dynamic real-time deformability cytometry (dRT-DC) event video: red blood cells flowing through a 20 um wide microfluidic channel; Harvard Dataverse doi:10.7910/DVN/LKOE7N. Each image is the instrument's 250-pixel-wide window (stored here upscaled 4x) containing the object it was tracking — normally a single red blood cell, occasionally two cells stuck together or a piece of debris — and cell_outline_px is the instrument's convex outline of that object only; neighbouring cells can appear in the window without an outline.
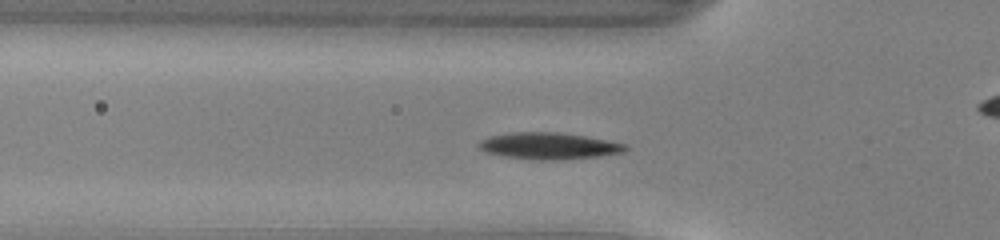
{"species": "common noctule bat (a hibernating species)", "species_latin": "Nyctalus noctula", "temperature_condition": "warm", "stored_images_in_passage": 45, "camera_frame_rate_fps": 3000, "um_per_image_px": 0.085, "animal": {"sex": "male", "body_mass_g": 13.0, "forearm_length_mm": 53.1}, "frame": {"image": 1, "passage_image": 10, "time_ms": 3.0, "image_size_px": [1000, 240], "cell_outline_px": [[628, 148], [624, 152], [600, 156], [560, 160], [540, 160], [504, 156], [484, 152], [476, 144], [480, 140], [492, 136], [512, 132], [556, 132], [584, 136], [628, 144]], "centroid_in_image_um": [46.66, 12.41], "position_along_channel_um": 79.1, "area_um2": 22.72}}
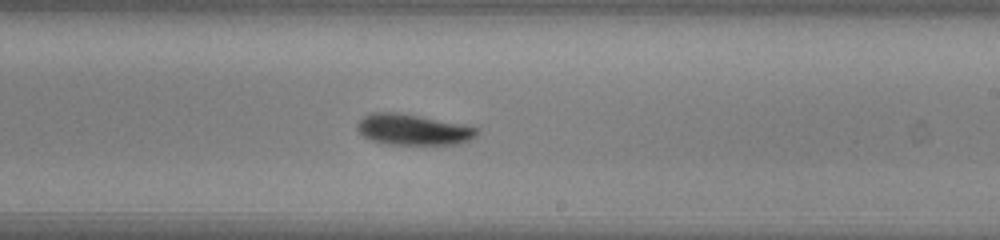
{"frame": {"image": 2, "passage_image": 23, "time_ms": 7.333, "image_size_px": [1000, 240], "cell_outline_px": [[480, 132], [476, 136], [468, 140], [456, 144], [384, 144], [368, 140], [356, 128], [356, 124], [368, 112], [396, 112], [420, 116], [464, 124], [480, 128]], "centroid_in_image_um": [35.1, 11.01], "position_along_channel_um": 253.9, "area_um2": 21.73}}
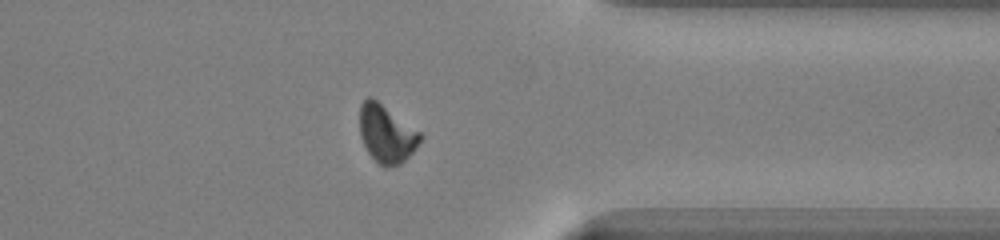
{"frame": {"image": 3, "passage_image": 33, "time_ms": 10.667, "image_size_px": [1000, 240], "cell_outline_px": [[424, 136], [416, 148], [400, 164], [384, 168], [368, 152], [360, 136], [360, 104], [368, 96], [376, 100], [420, 132]], "centroid_in_image_um": [32.85, 11.38], "position_along_channel_um": 378.5, "area_um2": 20.06}, "authors_computed_cell_mechanics": {"area_um2": 21.3282, "velocity_mm_per_s": 4.0477, "shape_relaxation_time_tau1_ms": 2.3791, "shape_relaxation_time_tau2_ms": null, "deformation_change_tau1": 0.1182, "deformation_change_tau2": null}}